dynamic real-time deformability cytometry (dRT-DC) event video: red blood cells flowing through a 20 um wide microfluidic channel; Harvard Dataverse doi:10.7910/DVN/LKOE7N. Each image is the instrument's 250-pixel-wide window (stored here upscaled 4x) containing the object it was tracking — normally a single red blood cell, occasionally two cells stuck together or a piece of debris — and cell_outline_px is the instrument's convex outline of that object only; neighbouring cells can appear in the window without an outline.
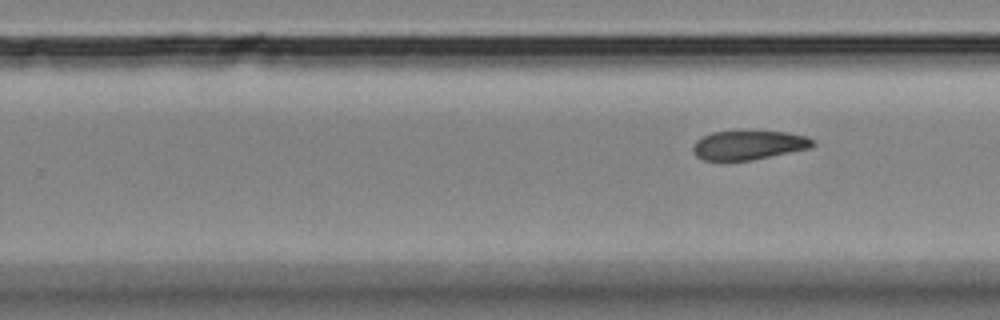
{"species": "Egyptian fruit bat (a non-hibernating species)", "species_latin": "Rousettus aegyptiacus", "temperature_condition": "room temperature", "stored_images_in_passage": 10, "segment_of_instrument_passage": [2, 2], "camera_frame_rate_fps": 3000, "um_per_image_px": 0.085, "animal": {"sex": "female"}, "frame": {"image": 1, "passage_image": 10, "time_ms": 3.0, "image_size_px": [1000, 320], "cell_outline_px": [[816, 144], [812, 148], [752, 160], [704, 160], [696, 156], [692, 152], [692, 148], [696, 140], [712, 132], [788, 132], [808, 136], [816, 140]], "centroid_in_image_um": [63.69, 12.34], "position_along_channel_um": 266.1, "area_um2": 20.35}}